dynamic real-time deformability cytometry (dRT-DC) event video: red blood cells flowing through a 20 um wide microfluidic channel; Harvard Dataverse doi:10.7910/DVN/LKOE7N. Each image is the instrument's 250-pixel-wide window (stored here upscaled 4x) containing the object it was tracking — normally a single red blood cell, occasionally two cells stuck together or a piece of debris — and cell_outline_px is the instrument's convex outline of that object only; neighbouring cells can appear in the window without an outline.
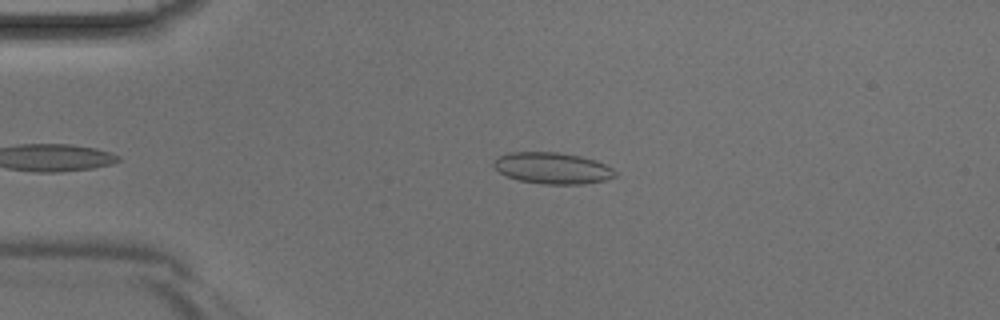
{"species": "Egyptian fruit bat (a non-hibernating species)", "species_latin": "Rousettus aegyptiacus", "temperature_condition": "room temperature", "stored_images_in_passage": 32, "camera_frame_rate_fps": 3000, "um_per_image_px": 0.085, "animal": {"sex": "male"}, "frame": {"image": 1, "passage_image": 2, "time_ms": 0.333, "image_size_px": [1000, 320], "cell_outline_px": [[616, 176], [604, 180], [584, 184], [544, 184], [520, 180], [508, 176], [500, 172], [492, 164], [500, 156], [508, 152], [556, 152], [580, 156], [596, 160], [612, 168], [616, 172]], "centroid_in_image_um": [46.98, 14.29], "position_along_channel_um": 38.0, "area_um2": 21.96}}
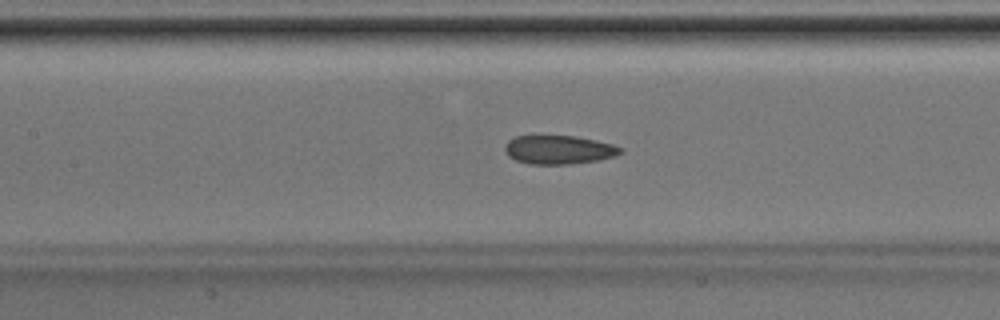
{"frame": {"image": 2, "passage_image": 12, "time_ms": 3.667, "image_size_px": [1000, 320], "cell_outline_px": [[624, 152], [616, 156], [596, 160], [572, 164], [528, 164], [516, 160], [508, 156], [504, 152], [504, 144], [508, 140], [516, 136], [576, 136], [596, 140], [612, 144], [624, 148]], "centroid_in_image_um": [47.5, 12.73], "position_along_channel_um": 159.9, "area_um2": 19.54}}
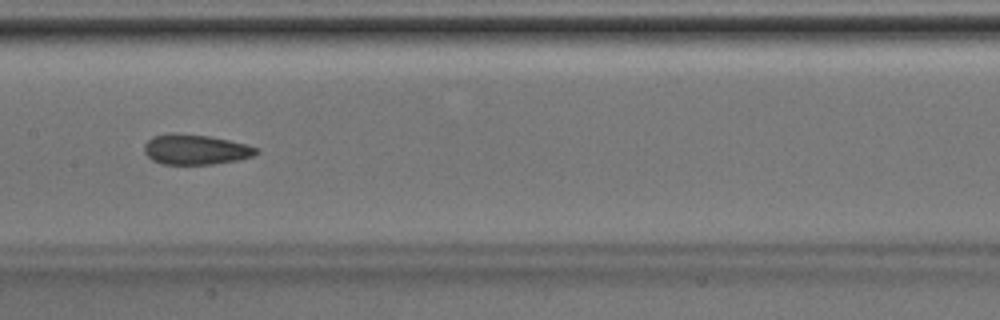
{"frame": {"image": 3, "passage_image": 14, "time_ms": 4.333, "image_size_px": [1000, 320], "cell_outline_px": [[260, 152], [252, 156], [236, 160], [212, 164], [160, 164], [152, 160], [144, 152], [144, 144], [152, 136], [168, 132], [172, 132], [208, 136], [228, 140], [260, 148]], "centroid_in_image_um": [16.58, 12.7], "position_along_channel_um": 190.8, "area_um2": 19.77}}